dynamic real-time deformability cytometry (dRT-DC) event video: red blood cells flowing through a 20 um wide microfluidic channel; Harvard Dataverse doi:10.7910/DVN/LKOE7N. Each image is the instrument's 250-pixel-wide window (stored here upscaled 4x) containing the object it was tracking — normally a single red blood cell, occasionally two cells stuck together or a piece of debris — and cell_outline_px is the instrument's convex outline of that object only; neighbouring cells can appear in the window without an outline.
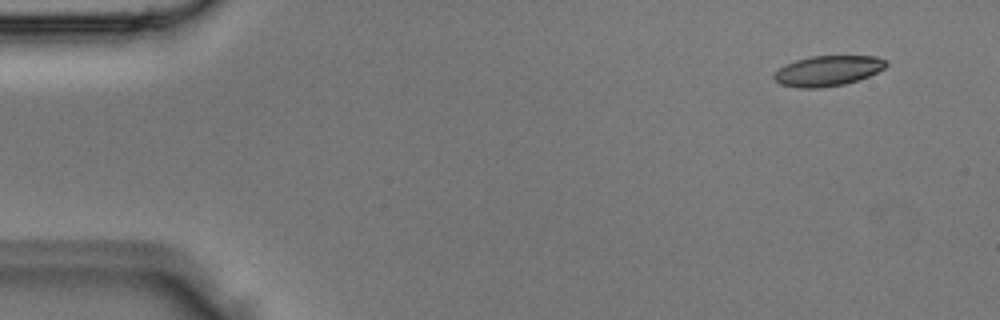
{"species": "Egyptian fruit bat (a non-hibernating species)", "species_latin": "Rousettus aegyptiacus", "temperature_condition": "room temperature", "stored_images_in_passage": 3, "camera_frame_rate_fps": 3000, "um_per_image_px": 0.085, "animal": {"sex": "male"}, "frame": {"image": 1, "passage_image": 1, "time_ms": 0.0, "image_size_px": [1000, 320], "cell_outline_px": [[888, 64], [884, 68], [868, 76], [844, 84], [820, 88], [800, 88], [780, 84], [772, 76], [784, 64], [796, 60], [812, 56], [876, 56], [884, 60]], "centroid_in_image_um": [70.34, 6.02], "position_along_channel_um": 14.7, "area_um2": 19.59}}